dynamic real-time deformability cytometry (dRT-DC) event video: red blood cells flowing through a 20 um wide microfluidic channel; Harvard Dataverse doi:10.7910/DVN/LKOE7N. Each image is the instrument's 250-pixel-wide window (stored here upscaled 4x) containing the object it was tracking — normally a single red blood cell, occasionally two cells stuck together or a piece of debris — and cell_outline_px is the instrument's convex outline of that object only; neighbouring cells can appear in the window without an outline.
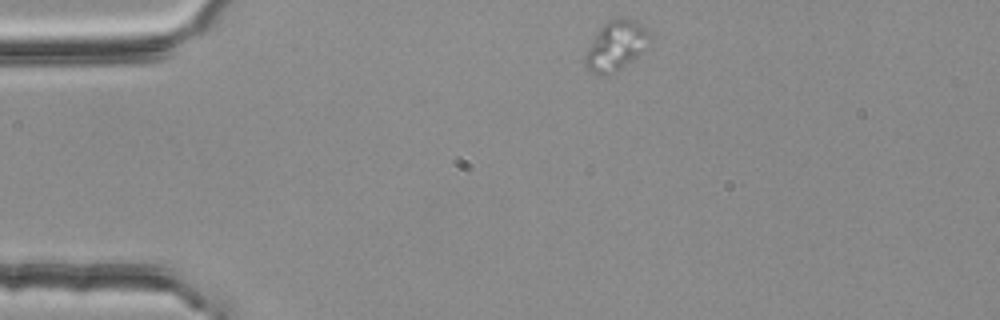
{"species": "common noctule bat (a hibernating species)", "species_latin": "Nyctalus noctula", "temperature_condition": "room temperature", "stored_images_in_passage": 46, "camera_frame_rate_fps": 3000, "um_per_image_px": 0.085, "animal": {"sex": "female", "body_mass_g": 25.1}, "frame": {"image": 1, "passage_image": 1, "time_ms": 0.0, "image_size_px": [1000, 320], "cell_outline_px": [[652, 44], [644, 52], [616, 72], [592, 72], [584, 64], [584, 56], [588, 48], [600, 28], [608, 20], [624, 16], [632, 16], [652, 32]], "centroid_in_image_um": [52.48, 3.8], "position_along_channel_um": 32.5, "area_um2": 19.07}}